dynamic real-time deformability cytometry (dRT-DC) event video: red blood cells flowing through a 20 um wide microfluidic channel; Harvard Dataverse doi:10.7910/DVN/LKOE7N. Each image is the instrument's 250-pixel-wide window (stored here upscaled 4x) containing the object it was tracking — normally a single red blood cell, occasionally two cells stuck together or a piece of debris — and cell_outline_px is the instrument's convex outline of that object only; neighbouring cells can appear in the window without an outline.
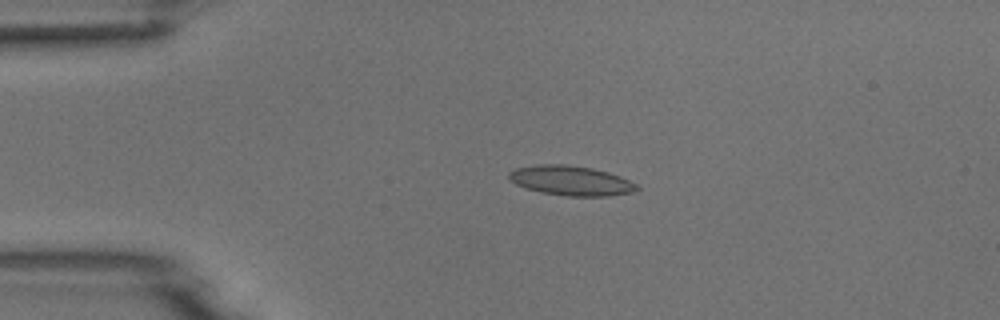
{"species": "common noctule bat (a hibernating species)", "species_latin": "Nyctalus noctula", "temperature_condition": "room temperature", "stored_images_in_passage": 5, "camera_frame_rate_fps": 3000, "um_per_image_px": 0.085, "animal": {"sex": "male", "body_mass_g": 18.8}, "frame": {"image": 1, "passage_image": 4, "time_ms": 3.333, "image_size_px": [1000, 320], "cell_outline_px": [[640, 188], [632, 192], [608, 196], [564, 196], [540, 192], [516, 184], [508, 180], [508, 172], [516, 168], [536, 164], [564, 164], [592, 168], [608, 172], [620, 176], [636, 184]], "centroid_in_image_um": [48.5, 15.35], "position_along_channel_um": 36.5, "area_um2": 22.2}}